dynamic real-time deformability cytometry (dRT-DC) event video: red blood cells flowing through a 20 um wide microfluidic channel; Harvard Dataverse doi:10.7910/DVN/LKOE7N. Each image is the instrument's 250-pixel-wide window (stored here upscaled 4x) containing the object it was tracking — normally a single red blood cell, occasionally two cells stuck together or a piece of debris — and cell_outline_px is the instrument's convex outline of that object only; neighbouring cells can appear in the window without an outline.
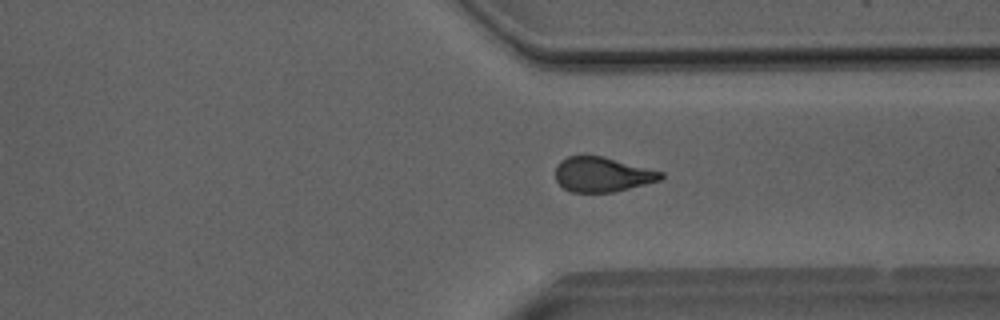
{"species": "Egyptian fruit bat (a non-hibernating species)", "species_latin": "Rousettus aegyptiacus", "temperature_condition": "room temperature", "stored_images_in_passage": 43, "camera_frame_rate_fps": 3000, "um_per_image_px": 0.085, "animal": {"sex": "male"}, "frame": {"image": 1, "passage_image": 37, "time_ms": 12.0, "image_size_px": [1000, 320], "cell_outline_px": [[664, 180], [612, 192], [572, 192], [564, 188], [556, 180], [556, 164], [560, 160], [568, 156], [604, 156], [664, 172]], "centroid_in_image_um": [51.23, 14.82], "position_along_channel_um": 360.2, "area_um2": 21.5}}